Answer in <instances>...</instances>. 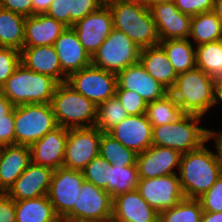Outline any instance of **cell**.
I'll return each mask as SVG.
<instances>
[{
  "label": "cell",
  "mask_w": 222,
  "mask_h": 222,
  "mask_svg": "<svg viewBox=\"0 0 222 222\" xmlns=\"http://www.w3.org/2000/svg\"><path fill=\"white\" fill-rule=\"evenodd\" d=\"M115 96L129 116L146 113L147 103L139 94L127 89H116Z\"/></svg>",
  "instance_id": "cell-39"
},
{
  "label": "cell",
  "mask_w": 222,
  "mask_h": 222,
  "mask_svg": "<svg viewBox=\"0 0 222 222\" xmlns=\"http://www.w3.org/2000/svg\"><path fill=\"white\" fill-rule=\"evenodd\" d=\"M101 136L102 131L95 126L68 129L62 167L83 171L99 155Z\"/></svg>",
  "instance_id": "cell-10"
},
{
  "label": "cell",
  "mask_w": 222,
  "mask_h": 222,
  "mask_svg": "<svg viewBox=\"0 0 222 222\" xmlns=\"http://www.w3.org/2000/svg\"><path fill=\"white\" fill-rule=\"evenodd\" d=\"M174 3L180 12L192 17L212 11L214 0H174Z\"/></svg>",
  "instance_id": "cell-42"
},
{
  "label": "cell",
  "mask_w": 222,
  "mask_h": 222,
  "mask_svg": "<svg viewBox=\"0 0 222 222\" xmlns=\"http://www.w3.org/2000/svg\"><path fill=\"white\" fill-rule=\"evenodd\" d=\"M196 67L214 80L222 76V39L195 46Z\"/></svg>",
  "instance_id": "cell-32"
},
{
  "label": "cell",
  "mask_w": 222,
  "mask_h": 222,
  "mask_svg": "<svg viewBox=\"0 0 222 222\" xmlns=\"http://www.w3.org/2000/svg\"><path fill=\"white\" fill-rule=\"evenodd\" d=\"M109 165L106 159L98 155L82 171L84 180L106 191V169Z\"/></svg>",
  "instance_id": "cell-37"
},
{
  "label": "cell",
  "mask_w": 222,
  "mask_h": 222,
  "mask_svg": "<svg viewBox=\"0 0 222 222\" xmlns=\"http://www.w3.org/2000/svg\"><path fill=\"white\" fill-rule=\"evenodd\" d=\"M202 117L184 113L174 122L152 126V145L175 149L181 154L197 150L209 141L210 130L199 126Z\"/></svg>",
  "instance_id": "cell-5"
},
{
  "label": "cell",
  "mask_w": 222,
  "mask_h": 222,
  "mask_svg": "<svg viewBox=\"0 0 222 222\" xmlns=\"http://www.w3.org/2000/svg\"><path fill=\"white\" fill-rule=\"evenodd\" d=\"M60 222H110V221H91V220H79V219H60Z\"/></svg>",
  "instance_id": "cell-54"
},
{
  "label": "cell",
  "mask_w": 222,
  "mask_h": 222,
  "mask_svg": "<svg viewBox=\"0 0 222 222\" xmlns=\"http://www.w3.org/2000/svg\"><path fill=\"white\" fill-rule=\"evenodd\" d=\"M15 222H60L47 195L15 201Z\"/></svg>",
  "instance_id": "cell-27"
},
{
  "label": "cell",
  "mask_w": 222,
  "mask_h": 222,
  "mask_svg": "<svg viewBox=\"0 0 222 222\" xmlns=\"http://www.w3.org/2000/svg\"><path fill=\"white\" fill-rule=\"evenodd\" d=\"M21 64V51L11 47H0V89Z\"/></svg>",
  "instance_id": "cell-38"
},
{
  "label": "cell",
  "mask_w": 222,
  "mask_h": 222,
  "mask_svg": "<svg viewBox=\"0 0 222 222\" xmlns=\"http://www.w3.org/2000/svg\"><path fill=\"white\" fill-rule=\"evenodd\" d=\"M202 214L198 199L184 198L170 209L161 211L158 222H200Z\"/></svg>",
  "instance_id": "cell-35"
},
{
  "label": "cell",
  "mask_w": 222,
  "mask_h": 222,
  "mask_svg": "<svg viewBox=\"0 0 222 222\" xmlns=\"http://www.w3.org/2000/svg\"><path fill=\"white\" fill-rule=\"evenodd\" d=\"M159 45L166 52L177 75L196 67L195 46L191 40L169 39L160 41Z\"/></svg>",
  "instance_id": "cell-28"
},
{
  "label": "cell",
  "mask_w": 222,
  "mask_h": 222,
  "mask_svg": "<svg viewBox=\"0 0 222 222\" xmlns=\"http://www.w3.org/2000/svg\"><path fill=\"white\" fill-rule=\"evenodd\" d=\"M21 64L33 72L55 79L58 83H64L67 80L53 45L23 47Z\"/></svg>",
  "instance_id": "cell-24"
},
{
  "label": "cell",
  "mask_w": 222,
  "mask_h": 222,
  "mask_svg": "<svg viewBox=\"0 0 222 222\" xmlns=\"http://www.w3.org/2000/svg\"><path fill=\"white\" fill-rule=\"evenodd\" d=\"M50 104L58 126L67 129L95 126L97 106L66 82L58 84Z\"/></svg>",
  "instance_id": "cell-6"
},
{
  "label": "cell",
  "mask_w": 222,
  "mask_h": 222,
  "mask_svg": "<svg viewBox=\"0 0 222 222\" xmlns=\"http://www.w3.org/2000/svg\"><path fill=\"white\" fill-rule=\"evenodd\" d=\"M2 9H3V8H2L1 0H0V11H1Z\"/></svg>",
  "instance_id": "cell-56"
},
{
  "label": "cell",
  "mask_w": 222,
  "mask_h": 222,
  "mask_svg": "<svg viewBox=\"0 0 222 222\" xmlns=\"http://www.w3.org/2000/svg\"><path fill=\"white\" fill-rule=\"evenodd\" d=\"M137 164L109 165L106 169V192L115 196L137 189L139 183Z\"/></svg>",
  "instance_id": "cell-29"
},
{
  "label": "cell",
  "mask_w": 222,
  "mask_h": 222,
  "mask_svg": "<svg viewBox=\"0 0 222 222\" xmlns=\"http://www.w3.org/2000/svg\"><path fill=\"white\" fill-rule=\"evenodd\" d=\"M214 139L213 142H215V149L217 151L219 161H220V167H221V172H222V129L219 131H215L210 129V134H209V140Z\"/></svg>",
  "instance_id": "cell-47"
},
{
  "label": "cell",
  "mask_w": 222,
  "mask_h": 222,
  "mask_svg": "<svg viewBox=\"0 0 222 222\" xmlns=\"http://www.w3.org/2000/svg\"><path fill=\"white\" fill-rule=\"evenodd\" d=\"M68 129L62 126L30 145L31 162L53 170L63 166Z\"/></svg>",
  "instance_id": "cell-20"
},
{
  "label": "cell",
  "mask_w": 222,
  "mask_h": 222,
  "mask_svg": "<svg viewBox=\"0 0 222 222\" xmlns=\"http://www.w3.org/2000/svg\"><path fill=\"white\" fill-rule=\"evenodd\" d=\"M215 86V106L222 103V76L214 80Z\"/></svg>",
  "instance_id": "cell-51"
},
{
  "label": "cell",
  "mask_w": 222,
  "mask_h": 222,
  "mask_svg": "<svg viewBox=\"0 0 222 222\" xmlns=\"http://www.w3.org/2000/svg\"><path fill=\"white\" fill-rule=\"evenodd\" d=\"M99 155L106 159L110 165H136L137 153L114 139L108 133L102 132Z\"/></svg>",
  "instance_id": "cell-34"
},
{
  "label": "cell",
  "mask_w": 222,
  "mask_h": 222,
  "mask_svg": "<svg viewBox=\"0 0 222 222\" xmlns=\"http://www.w3.org/2000/svg\"><path fill=\"white\" fill-rule=\"evenodd\" d=\"M46 14L70 27V0H53Z\"/></svg>",
  "instance_id": "cell-43"
},
{
  "label": "cell",
  "mask_w": 222,
  "mask_h": 222,
  "mask_svg": "<svg viewBox=\"0 0 222 222\" xmlns=\"http://www.w3.org/2000/svg\"><path fill=\"white\" fill-rule=\"evenodd\" d=\"M137 190L158 213L170 209L185 198L178 174L140 179Z\"/></svg>",
  "instance_id": "cell-13"
},
{
  "label": "cell",
  "mask_w": 222,
  "mask_h": 222,
  "mask_svg": "<svg viewBox=\"0 0 222 222\" xmlns=\"http://www.w3.org/2000/svg\"><path fill=\"white\" fill-rule=\"evenodd\" d=\"M53 0H32L33 3V15L45 14Z\"/></svg>",
  "instance_id": "cell-48"
},
{
  "label": "cell",
  "mask_w": 222,
  "mask_h": 222,
  "mask_svg": "<svg viewBox=\"0 0 222 222\" xmlns=\"http://www.w3.org/2000/svg\"><path fill=\"white\" fill-rule=\"evenodd\" d=\"M72 27L77 33L80 43L92 57L113 29L111 11L104 4L97 11L78 20Z\"/></svg>",
  "instance_id": "cell-14"
},
{
  "label": "cell",
  "mask_w": 222,
  "mask_h": 222,
  "mask_svg": "<svg viewBox=\"0 0 222 222\" xmlns=\"http://www.w3.org/2000/svg\"><path fill=\"white\" fill-rule=\"evenodd\" d=\"M188 39L194 40V46L220 40L222 23L212 11L192 16Z\"/></svg>",
  "instance_id": "cell-31"
},
{
  "label": "cell",
  "mask_w": 222,
  "mask_h": 222,
  "mask_svg": "<svg viewBox=\"0 0 222 222\" xmlns=\"http://www.w3.org/2000/svg\"><path fill=\"white\" fill-rule=\"evenodd\" d=\"M113 198L105 190L84 181L73 208L62 219L110 221Z\"/></svg>",
  "instance_id": "cell-12"
},
{
  "label": "cell",
  "mask_w": 222,
  "mask_h": 222,
  "mask_svg": "<svg viewBox=\"0 0 222 222\" xmlns=\"http://www.w3.org/2000/svg\"><path fill=\"white\" fill-rule=\"evenodd\" d=\"M66 83L98 106L115 96L117 75L91 64L70 74Z\"/></svg>",
  "instance_id": "cell-9"
},
{
  "label": "cell",
  "mask_w": 222,
  "mask_h": 222,
  "mask_svg": "<svg viewBox=\"0 0 222 222\" xmlns=\"http://www.w3.org/2000/svg\"><path fill=\"white\" fill-rule=\"evenodd\" d=\"M168 2H174V0H147L146 5L150 7L157 3H168Z\"/></svg>",
  "instance_id": "cell-53"
},
{
  "label": "cell",
  "mask_w": 222,
  "mask_h": 222,
  "mask_svg": "<svg viewBox=\"0 0 222 222\" xmlns=\"http://www.w3.org/2000/svg\"><path fill=\"white\" fill-rule=\"evenodd\" d=\"M14 107L11 101L0 92V118H5V115L9 114Z\"/></svg>",
  "instance_id": "cell-49"
},
{
  "label": "cell",
  "mask_w": 222,
  "mask_h": 222,
  "mask_svg": "<svg viewBox=\"0 0 222 222\" xmlns=\"http://www.w3.org/2000/svg\"><path fill=\"white\" fill-rule=\"evenodd\" d=\"M139 62L146 72L166 89L170 91L174 87L177 73L169 62L166 52L159 44L141 49Z\"/></svg>",
  "instance_id": "cell-26"
},
{
  "label": "cell",
  "mask_w": 222,
  "mask_h": 222,
  "mask_svg": "<svg viewBox=\"0 0 222 222\" xmlns=\"http://www.w3.org/2000/svg\"><path fill=\"white\" fill-rule=\"evenodd\" d=\"M62 72L70 74L92 64V57L80 43L73 27H67L53 44Z\"/></svg>",
  "instance_id": "cell-22"
},
{
  "label": "cell",
  "mask_w": 222,
  "mask_h": 222,
  "mask_svg": "<svg viewBox=\"0 0 222 222\" xmlns=\"http://www.w3.org/2000/svg\"><path fill=\"white\" fill-rule=\"evenodd\" d=\"M25 20L23 15L2 9L0 11V47L19 51L24 47Z\"/></svg>",
  "instance_id": "cell-30"
},
{
  "label": "cell",
  "mask_w": 222,
  "mask_h": 222,
  "mask_svg": "<svg viewBox=\"0 0 222 222\" xmlns=\"http://www.w3.org/2000/svg\"><path fill=\"white\" fill-rule=\"evenodd\" d=\"M203 211H222V174L209 190L198 198Z\"/></svg>",
  "instance_id": "cell-40"
},
{
  "label": "cell",
  "mask_w": 222,
  "mask_h": 222,
  "mask_svg": "<svg viewBox=\"0 0 222 222\" xmlns=\"http://www.w3.org/2000/svg\"><path fill=\"white\" fill-rule=\"evenodd\" d=\"M53 171L49 167L31 162L6 194L15 201L47 195Z\"/></svg>",
  "instance_id": "cell-18"
},
{
  "label": "cell",
  "mask_w": 222,
  "mask_h": 222,
  "mask_svg": "<svg viewBox=\"0 0 222 222\" xmlns=\"http://www.w3.org/2000/svg\"><path fill=\"white\" fill-rule=\"evenodd\" d=\"M141 49L122 31L112 29L110 35L92 56V64L118 73L139 61Z\"/></svg>",
  "instance_id": "cell-8"
},
{
  "label": "cell",
  "mask_w": 222,
  "mask_h": 222,
  "mask_svg": "<svg viewBox=\"0 0 222 222\" xmlns=\"http://www.w3.org/2000/svg\"><path fill=\"white\" fill-rule=\"evenodd\" d=\"M117 1H123V2H135V3H140V4H145L147 0H117Z\"/></svg>",
  "instance_id": "cell-55"
},
{
  "label": "cell",
  "mask_w": 222,
  "mask_h": 222,
  "mask_svg": "<svg viewBox=\"0 0 222 222\" xmlns=\"http://www.w3.org/2000/svg\"><path fill=\"white\" fill-rule=\"evenodd\" d=\"M104 4L105 0H70V27Z\"/></svg>",
  "instance_id": "cell-41"
},
{
  "label": "cell",
  "mask_w": 222,
  "mask_h": 222,
  "mask_svg": "<svg viewBox=\"0 0 222 222\" xmlns=\"http://www.w3.org/2000/svg\"><path fill=\"white\" fill-rule=\"evenodd\" d=\"M152 128L146 114H141L126 117L108 134L139 154L152 145Z\"/></svg>",
  "instance_id": "cell-19"
},
{
  "label": "cell",
  "mask_w": 222,
  "mask_h": 222,
  "mask_svg": "<svg viewBox=\"0 0 222 222\" xmlns=\"http://www.w3.org/2000/svg\"><path fill=\"white\" fill-rule=\"evenodd\" d=\"M145 114L152 126H159L176 121L184 113L169 92L163 98L147 103Z\"/></svg>",
  "instance_id": "cell-33"
},
{
  "label": "cell",
  "mask_w": 222,
  "mask_h": 222,
  "mask_svg": "<svg viewBox=\"0 0 222 222\" xmlns=\"http://www.w3.org/2000/svg\"><path fill=\"white\" fill-rule=\"evenodd\" d=\"M169 92L186 114L204 116L215 105L214 79L197 67L178 74Z\"/></svg>",
  "instance_id": "cell-3"
},
{
  "label": "cell",
  "mask_w": 222,
  "mask_h": 222,
  "mask_svg": "<svg viewBox=\"0 0 222 222\" xmlns=\"http://www.w3.org/2000/svg\"><path fill=\"white\" fill-rule=\"evenodd\" d=\"M109 7L113 28L126 34L140 49L159 44L155 22L149 7L135 2L105 0Z\"/></svg>",
  "instance_id": "cell-2"
},
{
  "label": "cell",
  "mask_w": 222,
  "mask_h": 222,
  "mask_svg": "<svg viewBox=\"0 0 222 222\" xmlns=\"http://www.w3.org/2000/svg\"><path fill=\"white\" fill-rule=\"evenodd\" d=\"M181 153L175 149L151 145L137 155V168L140 179L156 178L178 174Z\"/></svg>",
  "instance_id": "cell-16"
},
{
  "label": "cell",
  "mask_w": 222,
  "mask_h": 222,
  "mask_svg": "<svg viewBox=\"0 0 222 222\" xmlns=\"http://www.w3.org/2000/svg\"><path fill=\"white\" fill-rule=\"evenodd\" d=\"M215 152L204 143L197 150L181 154L178 177L185 198L198 199L222 174Z\"/></svg>",
  "instance_id": "cell-1"
},
{
  "label": "cell",
  "mask_w": 222,
  "mask_h": 222,
  "mask_svg": "<svg viewBox=\"0 0 222 222\" xmlns=\"http://www.w3.org/2000/svg\"><path fill=\"white\" fill-rule=\"evenodd\" d=\"M112 220L118 222H158L159 213L135 189L113 198Z\"/></svg>",
  "instance_id": "cell-21"
},
{
  "label": "cell",
  "mask_w": 222,
  "mask_h": 222,
  "mask_svg": "<svg viewBox=\"0 0 222 222\" xmlns=\"http://www.w3.org/2000/svg\"><path fill=\"white\" fill-rule=\"evenodd\" d=\"M15 144L14 109L0 118V147Z\"/></svg>",
  "instance_id": "cell-44"
},
{
  "label": "cell",
  "mask_w": 222,
  "mask_h": 222,
  "mask_svg": "<svg viewBox=\"0 0 222 222\" xmlns=\"http://www.w3.org/2000/svg\"><path fill=\"white\" fill-rule=\"evenodd\" d=\"M2 8L29 17L33 15L32 0H1Z\"/></svg>",
  "instance_id": "cell-45"
},
{
  "label": "cell",
  "mask_w": 222,
  "mask_h": 222,
  "mask_svg": "<svg viewBox=\"0 0 222 222\" xmlns=\"http://www.w3.org/2000/svg\"><path fill=\"white\" fill-rule=\"evenodd\" d=\"M15 200L0 192V222H15Z\"/></svg>",
  "instance_id": "cell-46"
},
{
  "label": "cell",
  "mask_w": 222,
  "mask_h": 222,
  "mask_svg": "<svg viewBox=\"0 0 222 222\" xmlns=\"http://www.w3.org/2000/svg\"><path fill=\"white\" fill-rule=\"evenodd\" d=\"M84 181L82 171L64 167L53 171L47 196L53 205L56 215L60 219H62L73 208L74 203L77 202Z\"/></svg>",
  "instance_id": "cell-11"
},
{
  "label": "cell",
  "mask_w": 222,
  "mask_h": 222,
  "mask_svg": "<svg viewBox=\"0 0 222 222\" xmlns=\"http://www.w3.org/2000/svg\"><path fill=\"white\" fill-rule=\"evenodd\" d=\"M160 41L188 39L191 16L178 10L174 2L157 3L149 7Z\"/></svg>",
  "instance_id": "cell-15"
},
{
  "label": "cell",
  "mask_w": 222,
  "mask_h": 222,
  "mask_svg": "<svg viewBox=\"0 0 222 222\" xmlns=\"http://www.w3.org/2000/svg\"><path fill=\"white\" fill-rule=\"evenodd\" d=\"M116 89H127L139 94L146 103L163 98L169 93L162 84L156 81L138 61L117 74Z\"/></svg>",
  "instance_id": "cell-17"
},
{
  "label": "cell",
  "mask_w": 222,
  "mask_h": 222,
  "mask_svg": "<svg viewBox=\"0 0 222 222\" xmlns=\"http://www.w3.org/2000/svg\"><path fill=\"white\" fill-rule=\"evenodd\" d=\"M58 84L55 79L33 72L20 64L0 92L14 106L51 103Z\"/></svg>",
  "instance_id": "cell-4"
},
{
  "label": "cell",
  "mask_w": 222,
  "mask_h": 222,
  "mask_svg": "<svg viewBox=\"0 0 222 222\" xmlns=\"http://www.w3.org/2000/svg\"><path fill=\"white\" fill-rule=\"evenodd\" d=\"M128 116L123 105L116 96H113L97 106L95 127L104 133H108Z\"/></svg>",
  "instance_id": "cell-36"
},
{
  "label": "cell",
  "mask_w": 222,
  "mask_h": 222,
  "mask_svg": "<svg viewBox=\"0 0 222 222\" xmlns=\"http://www.w3.org/2000/svg\"><path fill=\"white\" fill-rule=\"evenodd\" d=\"M58 124L50 103L14 107L15 144L32 145Z\"/></svg>",
  "instance_id": "cell-7"
},
{
  "label": "cell",
  "mask_w": 222,
  "mask_h": 222,
  "mask_svg": "<svg viewBox=\"0 0 222 222\" xmlns=\"http://www.w3.org/2000/svg\"><path fill=\"white\" fill-rule=\"evenodd\" d=\"M66 28L62 22L46 13L26 17L24 47L53 45Z\"/></svg>",
  "instance_id": "cell-25"
},
{
  "label": "cell",
  "mask_w": 222,
  "mask_h": 222,
  "mask_svg": "<svg viewBox=\"0 0 222 222\" xmlns=\"http://www.w3.org/2000/svg\"><path fill=\"white\" fill-rule=\"evenodd\" d=\"M200 222H222V211L220 212L203 211Z\"/></svg>",
  "instance_id": "cell-50"
},
{
  "label": "cell",
  "mask_w": 222,
  "mask_h": 222,
  "mask_svg": "<svg viewBox=\"0 0 222 222\" xmlns=\"http://www.w3.org/2000/svg\"><path fill=\"white\" fill-rule=\"evenodd\" d=\"M31 163L28 145L13 144L0 147V192L6 193Z\"/></svg>",
  "instance_id": "cell-23"
},
{
  "label": "cell",
  "mask_w": 222,
  "mask_h": 222,
  "mask_svg": "<svg viewBox=\"0 0 222 222\" xmlns=\"http://www.w3.org/2000/svg\"><path fill=\"white\" fill-rule=\"evenodd\" d=\"M212 12L222 23V0H214Z\"/></svg>",
  "instance_id": "cell-52"
}]
</instances>
